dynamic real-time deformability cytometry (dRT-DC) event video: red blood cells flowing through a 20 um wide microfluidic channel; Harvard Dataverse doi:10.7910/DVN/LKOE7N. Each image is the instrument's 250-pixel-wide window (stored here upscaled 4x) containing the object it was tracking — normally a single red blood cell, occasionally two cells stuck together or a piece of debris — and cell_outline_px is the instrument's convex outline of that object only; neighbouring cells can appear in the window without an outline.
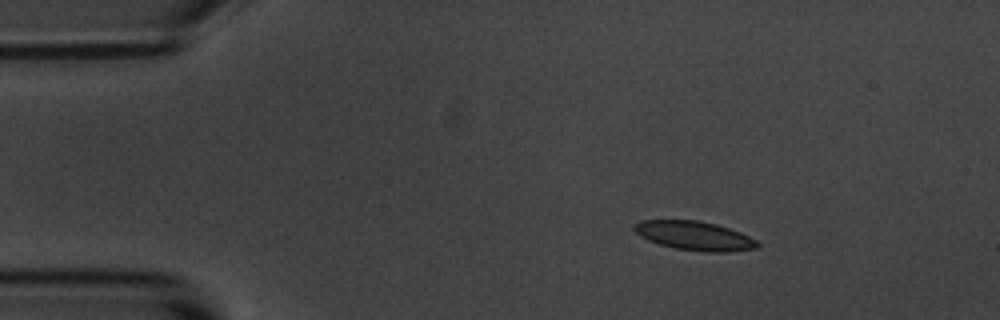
{"species": "common noctule bat (a hibernating species)", "species_latin": "Nyctalus noctula", "temperature_condition": "room temperature", "stored_images_in_passage": 4, "camera_frame_rate_fps": 3000, "um_per_image_px": 0.085, "animal": {"sex": "male", "body_mass_g": 20.1, "forearm_length_mm": 53.5}, "frame": {"image": 1, "passage_image": 2, "time_ms": 1.0, "image_size_px": [1000, 320], "cell_outline_px": [[760, 244], [756, 248], [728, 252], [704, 252], [676, 248], [660, 244], [648, 240], [640, 236], [632, 228], [632, 224], [640, 220], [700, 220], [716, 224], [740, 232], [756, 240]], "centroid_in_image_um": [59.0, 20.03], "position_along_channel_um": 26.0, "area_um2": 20.87}}